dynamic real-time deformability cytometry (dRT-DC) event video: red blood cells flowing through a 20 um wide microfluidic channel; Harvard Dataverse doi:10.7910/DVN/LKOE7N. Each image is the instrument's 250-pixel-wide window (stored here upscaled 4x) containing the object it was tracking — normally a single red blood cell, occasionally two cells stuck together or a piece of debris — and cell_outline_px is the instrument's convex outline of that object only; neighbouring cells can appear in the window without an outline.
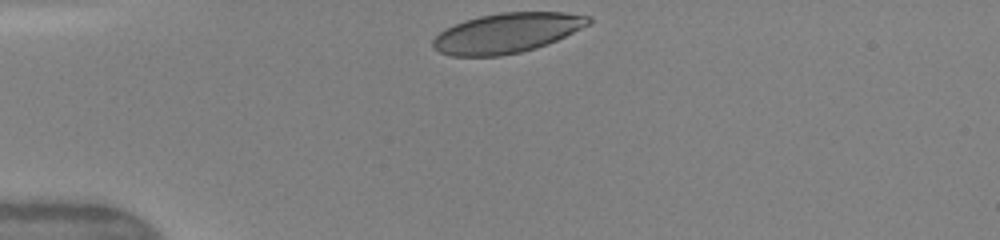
{"species": "human", "species_latin": "Homo sapiens", "temperature_condition": "warm", "stored_images_in_passage": 30, "camera_frame_rate_fps": 3000, "um_per_image_px": 0.085, "donor": {"sex": "female"}, "frame": {"image": 1, "passage_image": 1, "time_ms": 0.0, "image_size_px": [1000, 240], "cell_outline_px": [[592, 20], [588, 24], [548, 44], [536, 48], [520, 52], [500, 56], [452, 56], [440, 52], [432, 48], [432, 40], [440, 32], [464, 20], [480, 16], [500, 12], [564, 12], [592, 16]], "centroid_in_image_um": [43.07, 2.8], "position_along_channel_um": 41.9, "area_um2": 35.95}, "authors_computed_cell_mechanics": {"area_um2": 37.859, "velocity_mm_per_s": 4.1407, "shape_relaxation_time_tau1_ms": 3.1126, "shape_relaxation_time_tau2_ms": null, "deformation_change_tau1": 0.133, "deformation_change_tau2": null}}